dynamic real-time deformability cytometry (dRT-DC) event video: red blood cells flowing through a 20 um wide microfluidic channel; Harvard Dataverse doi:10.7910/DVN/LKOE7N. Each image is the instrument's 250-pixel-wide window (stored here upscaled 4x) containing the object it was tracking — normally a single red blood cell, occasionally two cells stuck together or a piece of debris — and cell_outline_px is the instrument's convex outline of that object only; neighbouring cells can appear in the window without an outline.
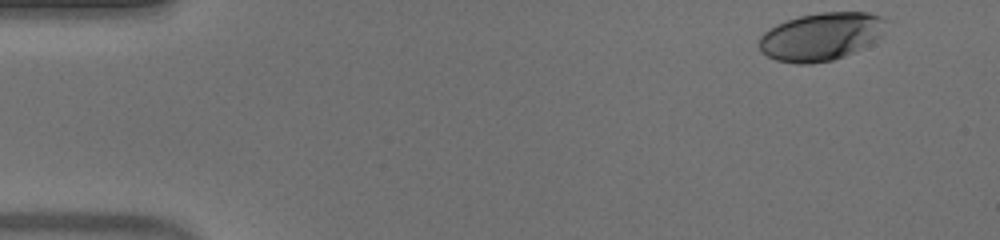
{"species": "human", "species_latin": "Homo sapiens", "temperature_condition": "warm", "stored_images_in_passage": 41, "camera_frame_rate_fps": 3000, "um_per_image_px": 0.085, "donor": {"sex": "male"}, "frame": {"image": 1, "passage_image": 1, "time_ms": 0.0, "image_size_px": [1000, 240], "cell_outline_px": [[888, 20], [880, 36], [852, 52], [844, 56], [832, 60], [812, 64], [796, 64], [776, 60], [768, 56], [760, 48], [760, 36], [764, 32], [776, 24], [800, 16], [820, 12], [868, 12], [880, 16]], "centroid_in_image_um": [69.77, 3.1], "position_along_channel_um": 15.2, "area_um2": 35.03}}
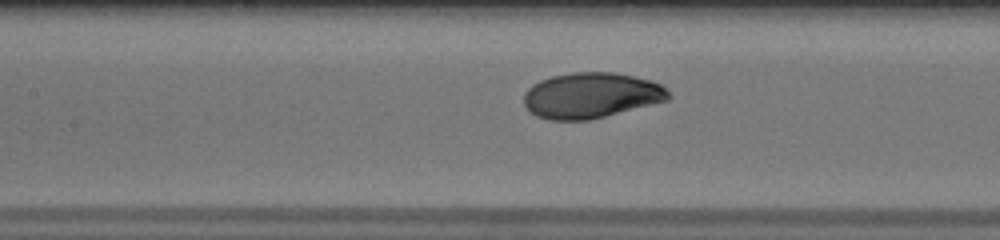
{"frame": {"image": 2, "passage_image": 21, "time_ms": 6.667, "image_size_px": [1000, 240], "cell_outline_px": [[672, 96], [668, 100], [588, 120], [548, 120], [536, 116], [524, 104], [524, 92], [532, 84], [540, 80], [552, 76], [572, 72], [612, 72], [652, 80], [660, 84]], "centroid_in_image_um": [50.22, 8.1], "position_along_channel_um": 157.2, "area_um2": 38.26}}
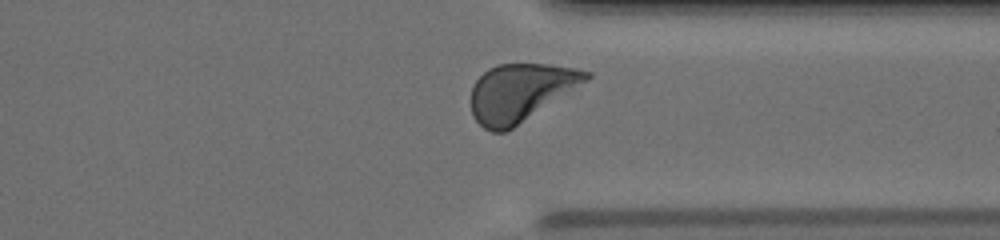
{"frame": {"image": 3, "passage_image": 37, "time_ms": 12.0, "image_size_px": [1000, 240], "cell_outline_px": [[592, 76], [588, 80], [512, 128], [504, 132], [492, 132], [484, 128], [472, 116], [472, 88], [476, 80], [488, 68], [496, 64], [548, 64], [572, 68], [592, 72]], "centroid_in_image_um": [44.21, 7.85], "position_along_channel_um": 367.2, "area_um2": 38.15}, "authors_computed_cell_mechanics": {"area_um2": 38.2636, "velocity_mm_per_s": 3.9451, "shape_relaxation_time_tau1_ms": 3.3941, "shape_relaxation_time_tau2_ms": null, "deformation_change_tau1": 0.1785, "deformation_change_tau2": null}}